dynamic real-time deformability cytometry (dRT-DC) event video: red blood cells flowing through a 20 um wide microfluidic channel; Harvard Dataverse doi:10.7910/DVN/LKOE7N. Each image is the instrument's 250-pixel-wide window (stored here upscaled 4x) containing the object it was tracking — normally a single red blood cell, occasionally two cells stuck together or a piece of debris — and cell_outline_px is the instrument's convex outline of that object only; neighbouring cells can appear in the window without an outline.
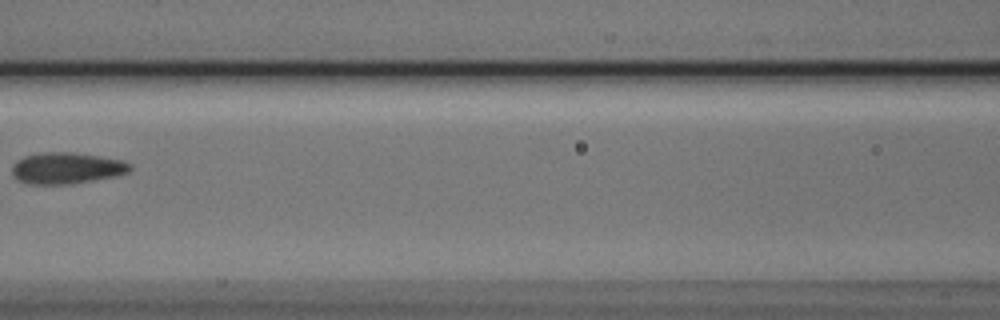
{"species": "Egyptian fruit bat (a non-hibernating species)", "species_latin": "Rousettus aegyptiacus", "temperature_condition": "cold", "stored_images_in_passage": 7, "camera_frame_rate_fps": 3000, "um_per_image_px": 0.085, "animal": {"sex": "male"}, "frame": {"image": 1, "passage_image": 6, "time_ms": 1.667, "image_size_px": [1000, 320], "cell_outline_px": [[132, 168], [128, 172], [116, 176], [72, 184], [28, 184], [16, 180], [12, 176], [12, 164], [16, 160], [24, 156], [48, 152], [72, 152], [120, 160], [132, 164]], "centroid_in_image_um": [5.62, 14.3], "position_along_channel_um": 161.0, "area_um2": 21.62}}
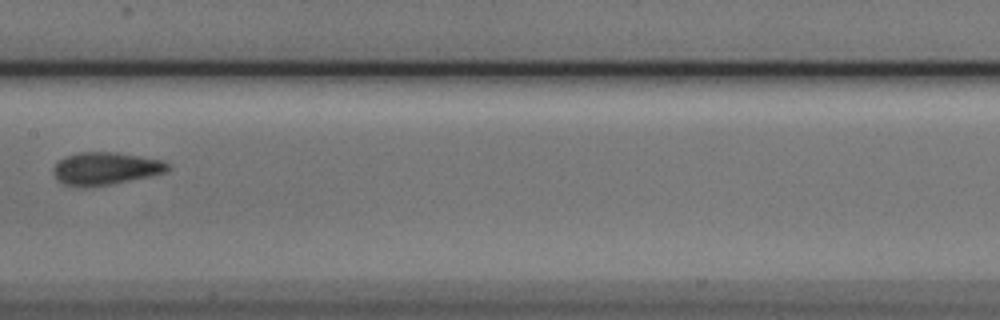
{"frame": {"image": 2, "passage_image": 7, "time_ms": 2.0, "image_size_px": [1000, 320], "cell_outline_px": [[168, 168], [164, 172], [148, 176], [112, 184], [84, 188], [76, 188], [64, 184], [52, 172], [52, 168], [64, 156], [80, 152], [116, 152], [160, 160], [168, 164]], "centroid_in_image_um": [8.89, 14.33], "position_along_channel_um": 198.5, "area_um2": 21.56}}